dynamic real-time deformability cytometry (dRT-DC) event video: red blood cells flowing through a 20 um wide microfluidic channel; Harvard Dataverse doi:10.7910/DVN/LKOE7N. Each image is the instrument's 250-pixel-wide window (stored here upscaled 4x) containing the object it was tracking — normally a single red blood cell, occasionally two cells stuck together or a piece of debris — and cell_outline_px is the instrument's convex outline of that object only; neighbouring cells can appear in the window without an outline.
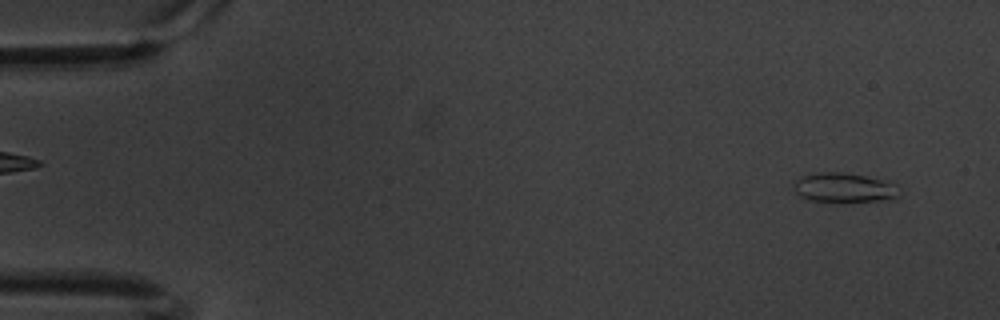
{"species": "common noctule bat (a hibernating species)", "species_latin": "Nyctalus noctula", "temperature_condition": "warm", "stored_images_in_passage": 59, "camera_frame_rate_fps": 3000, "um_per_image_px": 0.085, "animal": {"sex": "male", "body_mass_g": 20.1, "forearm_length_mm": 53.5}, "frame": {"image": 1, "passage_image": 3, "time_ms": 0.667, "image_size_px": [1000, 320], "cell_outline_px": [[900, 196], [892, 200], [812, 200], [800, 196], [792, 188], [792, 184], [796, 180], [804, 176], [816, 172], [840, 172], [892, 180]], "centroid_in_image_um": [71.78, 15.92], "position_along_channel_um": 13.2, "area_um2": 17.86}}
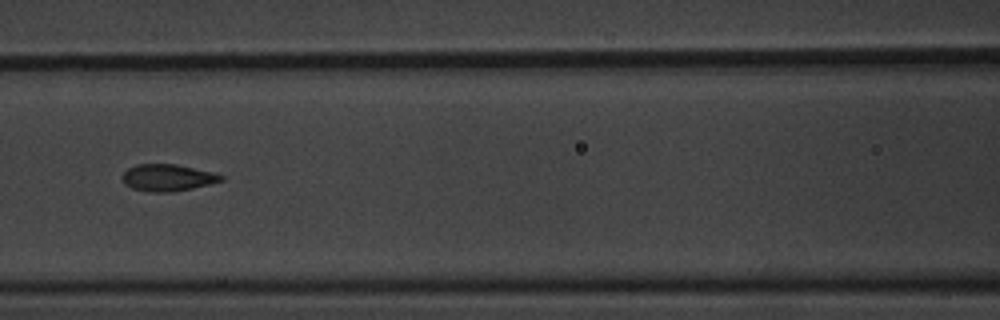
{"frame": {"image": 2, "passage_image": 26, "time_ms": 8.333, "image_size_px": [1000, 320], "cell_outline_px": [[224, 180], [192, 188], [172, 192], [152, 192], [132, 188], [124, 184], [124, 172], [128, 168], [136, 164], [176, 164], [212, 172], [224, 176]], "centroid_in_image_um": [14.25, 15.1], "position_along_channel_um": 152.4, "area_um2": 15.26}}
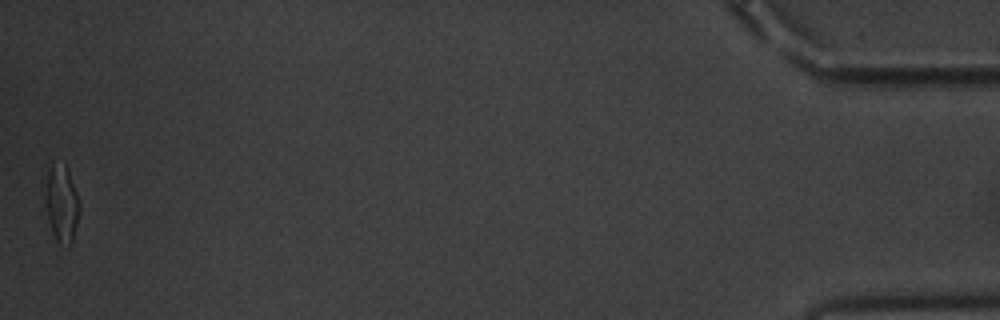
{"frame": {"image": 3, "passage_image": 59, "time_ms": 19.333, "image_size_px": [1000, 320], "cell_outline_px": [[80, 208], [72, 244], [68, 248], [60, 244], [56, 240], [52, 232], [48, 220], [40, 180], [48, 168], [52, 164], [64, 164], [68, 168], [80, 200]], "centroid_in_image_um": [5.18, 17.25], "position_along_channel_um": 430.0, "area_um2": 16.47}, "authors_computed_cell_mechanics": {"area_um2": 15.5482, "velocity_mm_per_s": 3.3604, "shape_relaxation_time_tau1_ms": 4.5848, "shape_relaxation_time_tau2_ms": 1.0498, "deformation_change_tau1": 0.1605, "deformation_change_tau2": 0.0537}}